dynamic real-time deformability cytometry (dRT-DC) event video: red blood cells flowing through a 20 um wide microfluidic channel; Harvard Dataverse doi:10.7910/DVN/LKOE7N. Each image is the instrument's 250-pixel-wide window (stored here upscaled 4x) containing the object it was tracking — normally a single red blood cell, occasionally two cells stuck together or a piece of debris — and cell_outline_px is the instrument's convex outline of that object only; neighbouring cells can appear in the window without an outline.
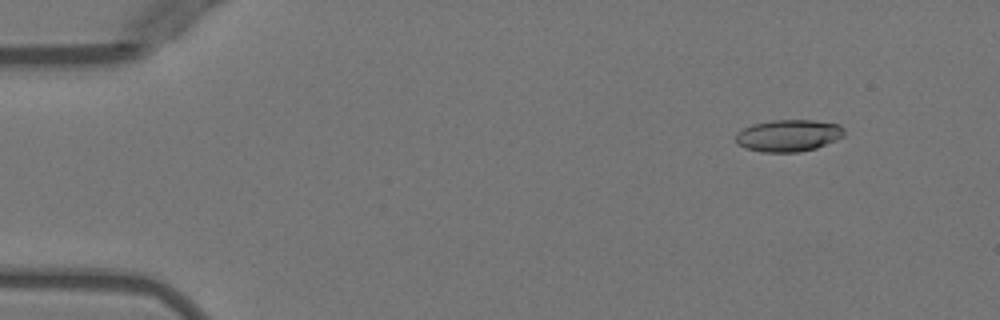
{"species": "Egyptian fruit bat (a non-hibernating species)", "species_latin": "Rousettus aegyptiacus", "temperature_condition": "warm", "stored_images_in_passage": 52, "camera_frame_rate_fps": 3000, "um_per_image_px": 0.085, "animal": {"sex": "female"}, "frame": {"image": 1, "passage_image": 6, "time_ms": 1.667, "image_size_px": [1000, 320], "cell_outline_px": [[844, 136], [816, 148], [800, 152], [764, 152], [744, 148], [736, 144], [736, 132], [752, 124], [772, 120], [812, 120], [840, 124], [844, 128]], "centroid_in_image_um": [67.0, 11.52], "position_along_channel_um": 18.0, "area_um2": 20.29}}
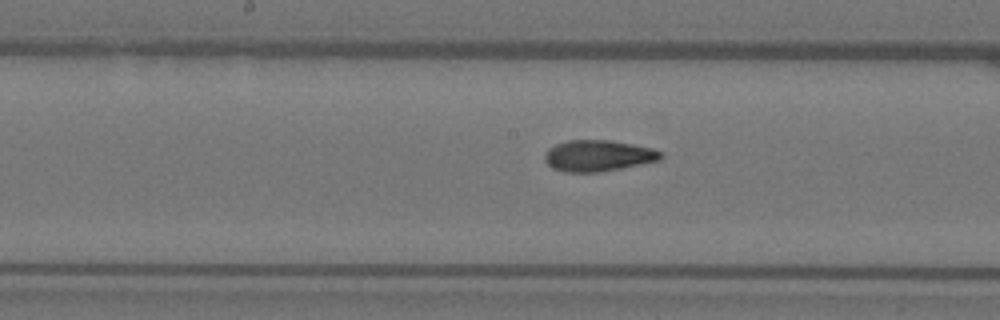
{"frame": {"image": 2, "passage_image": 27, "time_ms": 8.667, "image_size_px": [1000, 320], "cell_outline_px": [[664, 156], [660, 160], [600, 172], [564, 172], [552, 168], [544, 160], [544, 152], [548, 148], [556, 144], [568, 140], [612, 140], [652, 148], [664, 152]], "centroid_in_image_um": [50.83, 13.23], "position_along_channel_um": 197.4, "area_um2": 21.27}}
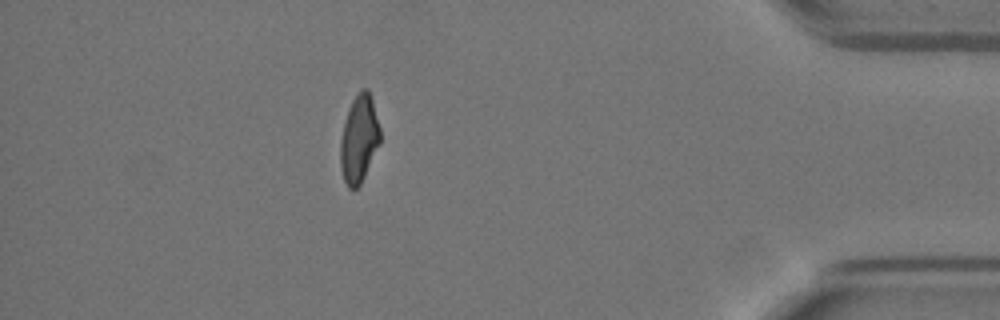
{"frame": {"image": 3, "passage_image": 46, "time_ms": 15.0, "image_size_px": [1000, 320], "cell_outline_px": [[380, 144], [360, 184], [356, 188], [348, 188], [344, 180], [340, 168], [340, 140], [348, 108], [352, 100], [360, 88], [368, 88], [372, 100], [380, 128]], "centroid_in_image_um": [30.51, 11.79], "position_along_channel_um": 404.7, "area_um2": 20.29}, "authors_computed_cell_mechanics": {"area_um2": 20.519, "velocity_mm_per_s": 3.9936, "shape_relaxation_time_tau1_ms": 10.072, "shape_relaxation_time_tau2_ms": 1.9635, "deformation_change_tau1": 0.2743, "deformation_change_tau2": 0.0904}}